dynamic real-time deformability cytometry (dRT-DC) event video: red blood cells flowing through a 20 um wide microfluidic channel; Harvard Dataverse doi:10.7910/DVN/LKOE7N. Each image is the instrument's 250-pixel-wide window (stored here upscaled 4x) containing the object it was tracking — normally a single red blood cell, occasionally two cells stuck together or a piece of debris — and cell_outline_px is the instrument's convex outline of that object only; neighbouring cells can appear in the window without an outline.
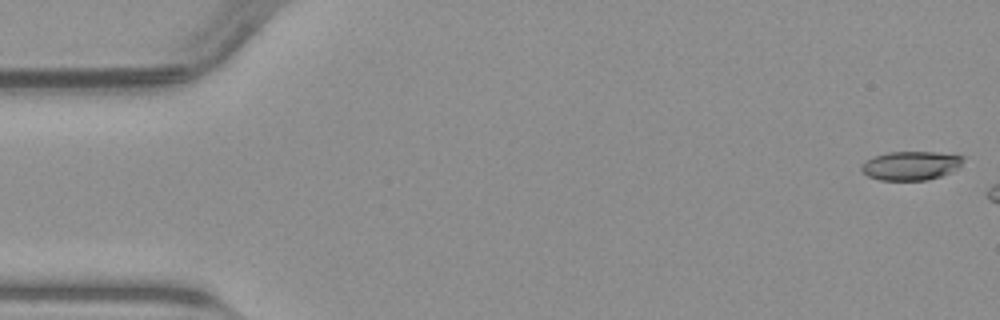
{"species": "common noctule bat (a hibernating species)", "species_latin": "Nyctalus noctula", "temperature_condition": "warm", "stored_images_in_passage": 14, "camera_frame_rate_fps": 3000, "um_per_image_px": 0.085, "animal": {"sex": "male", "body_mass_g": 23.1, "forearm_length_mm": 52.7}, "frame": {"image": 1, "passage_image": 1, "time_ms": 0.0, "image_size_px": [1000, 320], "cell_outline_px": [[964, 160], [956, 168], [940, 176], [928, 180], [880, 180], [868, 176], [860, 168], [868, 160], [876, 156], [888, 152], [936, 152], [964, 156]], "centroid_in_image_um": [77.43, 14.08], "position_along_channel_um": 7.6, "area_um2": 16.76}}
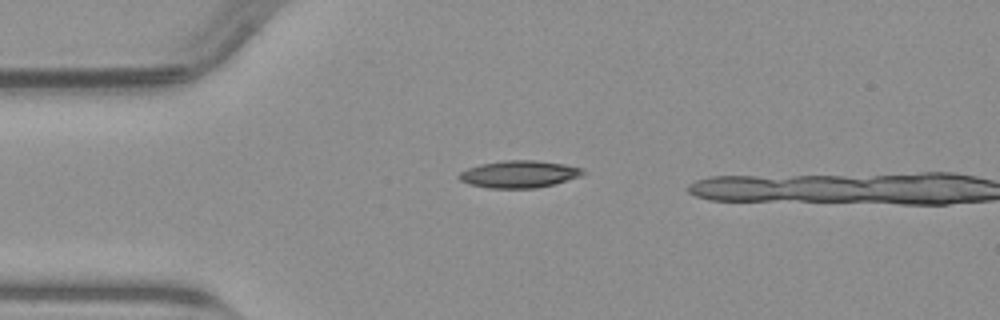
{"frame": {"image": 2, "passage_image": 12, "time_ms": 3.667, "image_size_px": [1000, 320], "cell_outline_px": [[588, 172], [580, 176], [552, 184], [536, 188], [488, 188], [468, 184], [460, 180], [456, 176], [460, 172], [468, 168], [480, 164], [504, 160], [536, 160], [564, 164], [584, 168]], "centroid_in_image_um": [44.11, 14.79], "position_along_channel_um": 40.9, "area_um2": 19.71}}